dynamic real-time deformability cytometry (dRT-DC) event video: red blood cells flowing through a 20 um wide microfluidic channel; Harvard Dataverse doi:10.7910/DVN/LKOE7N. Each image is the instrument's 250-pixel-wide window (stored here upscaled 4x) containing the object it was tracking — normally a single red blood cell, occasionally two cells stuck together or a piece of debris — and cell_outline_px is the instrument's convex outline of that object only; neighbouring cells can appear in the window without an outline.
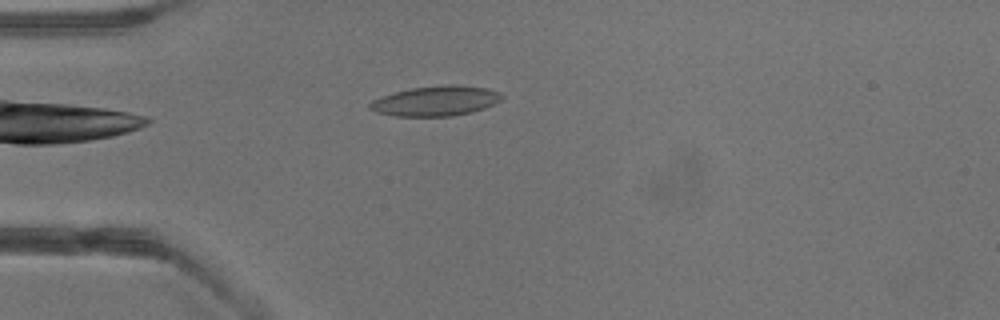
{"species": "common noctule bat (a hibernating species)", "species_latin": "Nyctalus noctula", "temperature_condition": "warm", "stored_images_in_passage": 3, "camera_frame_rate_fps": 3000, "um_per_image_px": 0.085, "animal": {"sex": "male", "body_mass_g": 13.3}, "frame": {"image": 1, "passage_image": 3, "time_ms": 2.667, "image_size_px": [1000, 320], "cell_outline_px": [[504, 96], [500, 100], [484, 108], [472, 112], [452, 116], [396, 116], [376, 112], [368, 108], [368, 104], [372, 100], [380, 96], [412, 88], [448, 84], [452, 84], [488, 88], [500, 92]], "centroid_in_image_um": [37.03, 8.58], "position_along_channel_um": 48.0, "area_um2": 23.06}}